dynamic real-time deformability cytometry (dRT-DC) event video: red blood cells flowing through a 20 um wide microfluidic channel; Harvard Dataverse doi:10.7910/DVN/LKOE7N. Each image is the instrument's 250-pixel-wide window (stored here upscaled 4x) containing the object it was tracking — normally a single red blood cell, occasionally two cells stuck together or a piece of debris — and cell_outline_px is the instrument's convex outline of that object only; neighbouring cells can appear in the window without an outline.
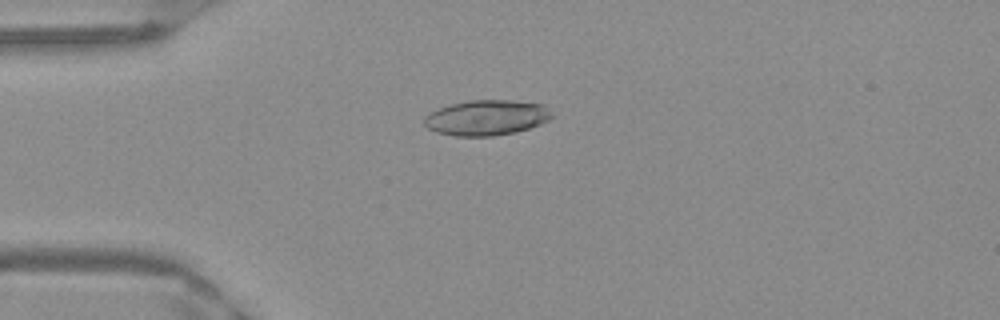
{"species": "Egyptian fruit bat (a non-hibernating species)", "species_latin": "Rousettus aegyptiacus", "temperature_condition": "warm", "stored_images_in_passage": 49, "camera_frame_rate_fps": 3000, "um_per_image_px": 0.085, "frame": {"image": 1, "passage_image": 11, "time_ms": 3.333, "image_size_px": [1000, 320], "cell_outline_px": [[552, 116], [548, 120], [540, 124], [516, 132], [492, 136], [456, 136], [436, 132], [428, 128], [424, 124], [424, 116], [440, 108], [452, 104], [468, 100], [512, 100], [544, 104]], "centroid_in_image_um": [41.35, 10.0], "position_along_channel_um": 43.7, "area_um2": 26.13}}
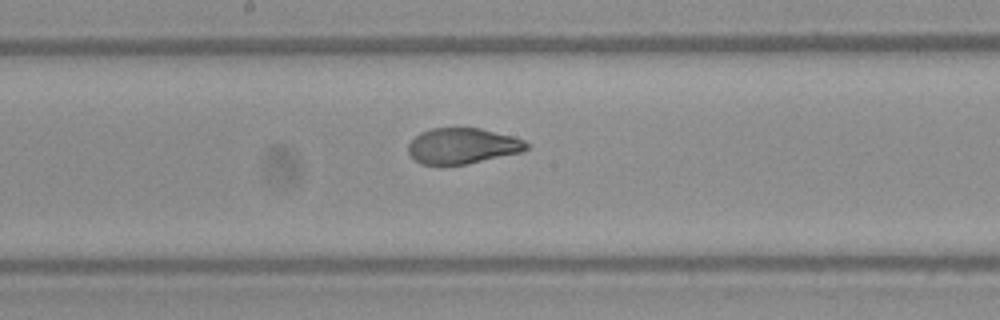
{"frame": {"image": 2, "passage_image": 25, "time_ms": 8.0, "image_size_px": [1000, 320], "cell_outline_px": [[528, 148], [524, 152], [464, 164], [440, 168], [420, 164], [408, 152], [408, 144], [420, 132], [432, 128], [480, 128], [512, 136], [524, 140], [528, 144]], "centroid_in_image_um": [39.28, 12.44], "position_along_channel_um": 208.9, "area_um2": 25.09}}
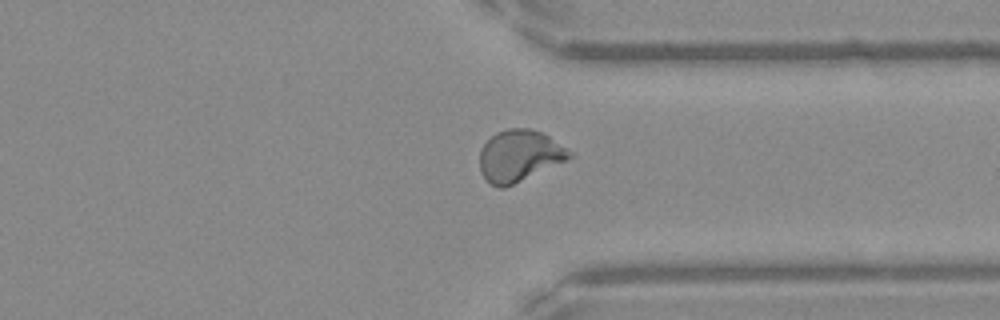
{"frame": {"image": 3, "passage_image": 37, "time_ms": 12.0, "image_size_px": [1000, 320], "cell_outline_px": [[576, 156], [568, 160], [504, 188], [500, 188], [492, 184], [480, 172], [480, 148], [496, 132], [508, 128], [532, 128], [548, 136], [568, 148]], "centroid_in_image_um": [44.17, 13.23], "position_along_channel_um": 367.2, "area_um2": 26.99}, "authors_computed_cell_mechanics": {"area_um2": 26.0678, "velocity_mm_per_s": 3.9704, "shape_relaxation_time_tau1_ms": 6.1246, "shape_relaxation_time_tau2_ms": 0.6598, "deformation_change_tau1": 0.2348, "deformation_change_tau2": 0.054}}